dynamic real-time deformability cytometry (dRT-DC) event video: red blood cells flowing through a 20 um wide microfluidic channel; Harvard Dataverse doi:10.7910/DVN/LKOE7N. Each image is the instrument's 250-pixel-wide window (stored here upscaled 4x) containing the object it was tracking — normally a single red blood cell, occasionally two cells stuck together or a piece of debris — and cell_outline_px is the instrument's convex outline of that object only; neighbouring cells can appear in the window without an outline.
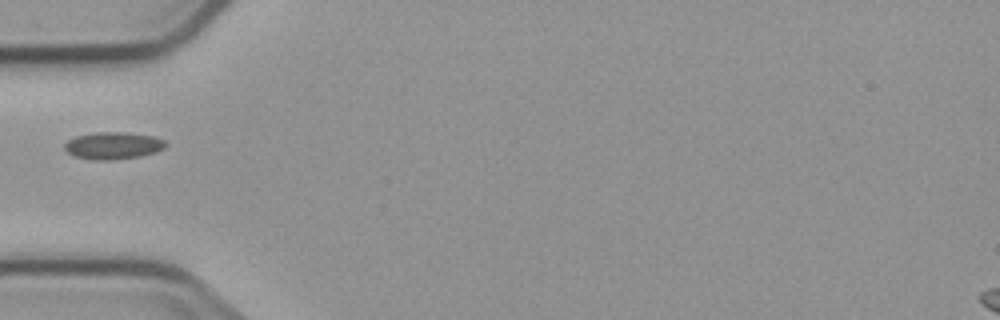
{"species": "common noctule bat (a hibernating species)", "species_latin": "Nyctalus noctula", "temperature_condition": "cold", "stored_images_in_passage": 2, "camera_frame_rate_fps": 3000, "um_per_image_px": 0.085, "animal": {"sex": "male", "body_mass_g": 23.1, "forearm_length_mm": 52.7}, "frame": {"image": 1, "passage_image": 1, "time_ms": 0.0, "image_size_px": [1000, 320], "cell_outline_px": [[168, 144], [164, 148], [156, 152], [140, 156], [108, 160], [92, 160], [76, 156], [68, 152], [64, 148], [64, 144], [68, 140], [76, 136], [92, 132], [124, 132], [152, 136], [164, 140]], "centroid_in_image_um": [9.61, 12.37], "position_along_channel_um": 75.4, "area_um2": 15.95}}
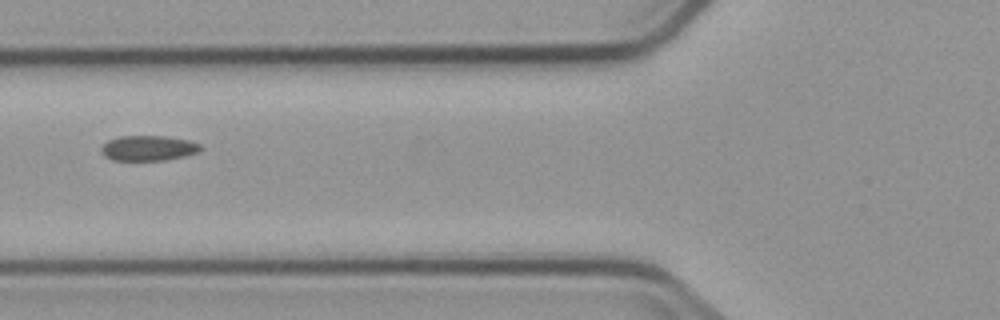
{"frame": {"image": 2, "passage_image": 2, "time_ms": 1.0, "image_size_px": [1000, 320], "cell_outline_px": [[204, 148], [196, 152], [184, 156], [164, 160], [112, 160], [104, 156], [100, 152], [100, 148], [108, 140], [120, 136], [164, 136], [188, 140], [200, 144]], "centroid_in_image_um": [12.58, 12.59], "position_along_channel_um": 113.2, "area_um2": 14.57}}